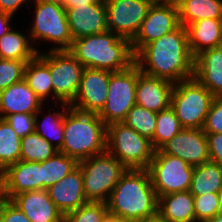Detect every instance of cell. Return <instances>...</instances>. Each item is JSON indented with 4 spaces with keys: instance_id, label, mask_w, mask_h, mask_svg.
<instances>
[{
    "instance_id": "41",
    "label": "cell",
    "mask_w": 222,
    "mask_h": 222,
    "mask_svg": "<svg viewBox=\"0 0 222 222\" xmlns=\"http://www.w3.org/2000/svg\"><path fill=\"white\" fill-rule=\"evenodd\" d=\"M0 222H31L10 200H6L0 213Z\"/></svg>"
},
{
    "instance_id": "46",
    "label": "cell",
    "mask_w": 222,
    "mask_h": 222,
    "mask_svg": "<svg viewBox=\"0 0 222 222\" xmlns=\"http://www.w3.org/2000/svg\"><path fill=\"white\" fill-rule=\"evenodd\" d=\"M152 5L165 4V5H177L178 0H148Z\"/></svg>"
},
{
    "instance_id": "31",
    "label": "cell",
    "mask_w": 222,
    "mask_h": 222,
    "mask_svg": "<svg viewBox=\"0 0 222 222\" xmlns=\"http://www.w3.org/2000/svg\"><path fill=\"white\" fill-rule=\"evenodd\" d=\"M21 138L10 124L0 118V173L20 160Z\"/></svg>"
},
{
    "instance_id": "50",
    "label": "cell",
    "mask_w": 222,
    "mask_h": 222,
    "mask_svg": "<svg viewBox=\"0 0 222 222\" xmlns=\"http://www.w3.org/2000/svg\"><path fill=\"white\" fill-rule=\"evenodd\" d=\"M209 222H222V216L215 215Z\"/></svg>"
},
{
    "instance_id": "45",
    "label": "cell",
    "mask_w": 222,
    "mask_h": 222,
    "mask_svg": "<svg viewBox=\"0 0 222 222\" xmlns=\"http://www.w3.org/2000/svg\"><path fill=\"white\" fill-rule=\"evenodd\" d=\"M102 222H136L133 220H128L125 218H119L116 215L110 214L109 212L105 215V217L102 219Z\"/></svg>"
},
{
    "instance_id": "6",
    "label": "cell",
    "mask_w": 222,
    "mask_h": 222,
    "mask_svg": "<svg viewBox=\"0 0 222 222\" xmlns=\"http://www.w3.org/2000/svg\"><path fill=\"white\" fill-rule=\"evenodd\" d=\"M78 166L82 171L86 200L94 203H106L113 188L128 170L107 151L78 162Z\"/></svg>"
},
{
    "instance_id": "2",
    "label": "cell",
    "mask_w": 222,
    "mask_h": 222,
    "mask_svg": "<svg viewBox=\"0 0 222 222\" xmlns=\"http://www.w3.org/2000/svg\"><path fill=\"white\" fill-rule=\"evenodd\" d=\"M108 212L141 222L158 213V197L147 169H128L106 202Z\"/></svg>"
},
{
    "instance_id": "33",
    "label": "cell",
    "mask_w": 222,
    "mask_h": 222,
    "mask_svg": "<svg viewBox=\"0 0 222 222\" xmlns=\"http://www.w3.org/2000/svg\"><path fill=\"white\" fill-rule=\"evenodd\" d=\"M184 128L182 127L175 111L169 107L166 110L157 113L156 129L151 139L154 150H160L175 135Z\"/></svg>"
},
{
    "instance_id": "49",
    "label": "cell",
    "mask_w": 222,
    "mask_h": 222,
    "mask_svg": "<svg viewBox=\"0 0 222 222\" xmlns=\"http://www.w3.org/2000/svg\"><path fill=\"white\" fill-rule=\"evenodd\" d=\"M219 198H220V202H219V207H218V211L216 215H221L222 216V189L219 192Z\"/></svg>"
},
{
    "instance_id": "1",
    "label": "cell",
    "mask_w": 222,
    "mask_h": 222,
    "mask_svg": "<svg viewBox=\"0 0 222 222\" xmlns=\"http://www.w3.org/2000/svg\"><path fill=\"white\" fill-rule=\"evenodd\" d=\"M194 60L189 48L187 29L181 24L175 30L146 44L135 55V63L141 72L174 84L194 77Z\"/></svg>"
},
{
    "instance_id": "39",
    "label": "cell",
    "mask_w": 222,
    "mask_h": 222,
    "mask_svg": "<svg viewBox=\"0 0 222 222\" xmlns=\"http://www.w3.org/2000/svg\"><path fill=\"white\" fill-rule=\"evenodd\" d=\"M205 133H222V97H215L203 127Z\"/></svg>"
},
{
    "instance_id": "12",
    "label": "cell",
    "mask_w": 222,
    "mask_h": 222,
    "mask_svg": "<svg viewBox=\"0 0 222 222\" xmlns=\"http://www.w3.org/2000/svg\"><path fill=\"white\" fill-rule=\"evenodd\" d=\"M151 5L148 0H105L107 30L132 41Z\"/></svg>"
},
{
    "instance_id": "22",
    "label": "cell",
    "mask_w": 222,
    "mask_h": 222,
    "mask_svg": "<svg viewBox=\"0 0 222 222\" xmlns=\"http://www.w3.org/2000/svg\"><path fill=\"white\" fill-rule=\"evenodd\" d=\"M194 77L215 97H222V46L205 50L195 57Z\"/></svg>"
},
{
    "instance_id": "48",
    "label": "cell",
    "mask_w": 222,
    "mask_h": 222,
    "mask_svg": "<svg viewBox=\"0 0 222 222\" xmlns=\"http://www.w3.org/2000/svg\"><path fill=\"white\" fill-rule=\"evenodd\" d=\"M7 200V198L4 196L1 186H0V213L3 207L4 202Z\"/></svg>"
},
{
    "instance_id": "16",
    "label": "cell",
    "mask_w": 222,
    "mask_h": 222,
    "mask_svg": "<svg viewBox=\"0 0 222 222\" xmlns=\"http://www.w3.org/2000/svg\"><path fill=\"white\" fill-rule=\"evenodd\" d=\"M160 150L181 158L193 167L210 161L206 133L203 129L184 128Z\"/></svg>"
},
{
    "instance_id": "29",
    "label": "cell",
    "mask_w": 222,
    "mask_h": 222,
    "mask_svg": "<svg viewBox=\"0 0 222 222\" xmlns=\"http://www.w3.org/2000/svg\"><path fill=\"white\" fill-rule=\"evenodd\" d=\"M78 166V162L57 152L54 156L42 162V189H48L50 186L66 177Z\"/></svg>"
},
{
    "instance_id": "25",
    "label": "cell",
    "mask_w": 222,
    "mask_h": 222,
    "mask_svg": "<svg viewBox=\"0 0 222 222\" xmlns=\"http://www.w3.org/2000/svg\"><path fill=\"white\" fill-rule=\"evenodd\" d=\"M24 80L34 93L43 101L53 93L51 75L49 70L48 54H38L27 62L24 71Z\"/></svg>"
},
{
    "instance_id": "28",
    "label": "cell",
    "mask_w": 222,
    "mask_h": 222,
    "mask_svg": "<svg viewBox=\"0 0 222 222\" xmlns=\"http://www.w3.org/2000/svg\"><path fill=\"white\" fill-rule=\"evenodd\" d=\"M38 54L29 39L19 31L10 29L0 37V58L8 60L30 61Z\"/></svg>"
},
{
    "instance_id": "9",
    "label": "cell",
    "mask_w": 222,
    "mask_h": 222,
    "mask_svg": "<svg viewBox=\"0 0 222 222\" xmlns=\"http://www.w3.org/2000/svg\"><path fill=\"white\" fill-rule=\"evenodd\" d=\"M136 85V63L125 70L110 72L107 100L98 114L107 126L114 122H123L128 111L136 105Z\"/></svg>"
},
{
    "instance_id": "7",
    "label": "cell",
    "mask_w": 222,
    "mask_h": 222,
    "mask_svg": "<svg viewBox=\"0 0 222 222\" xmlns=\"http://www.w3.org/2000/svg\"><path fill=\"white\" fill-rule=\"evenodd\" d=\"M215 96L195 77L174 84L170 107L183 128L203 129Z\"/></svg>"
},
{
    "instance_id": "37",
    "label": "cell",
    "mask_w": 222,
    "mask_h": 222,
    "mask_svg": "<svg viewBox=\"0 0 222 222\" xmlns=\"http://www.w3.org/2000/svg\"><path fill=\"white\" fill-rule=\"evenodd\" d=\"M193 197L196 222H209L217 214L219 194L211 193Z\"/></svg>"
},
{
    "instance_id": "32",
    "label": "cell",
    "mask_w": 222,
    "mask_h": 222,
    "mask_svg": "<svg viewBox=\"0 0 222 222\" xmlns=\"http://www.w3.org/2000/svg\"><path fill=\"white\" fill-rule=\"evenodd\" d=\"M59 150L35 131L21 138L20 160L43 162L54 156Z\"/></svg>"
},
{
    "instance_id": "23",
    "label": "cell",
    "mask_w": 222,
    "mask_h": 222,
    "mask_svg": "<svg viewBox=\"0 0 222 222\" xmlns=\"http://www.w3.org/2000/svg\"><path fill=\"white\" fill-rule=\"evenodd\" d=\"M186 29L194 58L205 50L222 46V19L205 18L191 23Z\"/></svg>"
},
{
    "instance_id": "13",
    "label": "cell",
    "mask_w": 222,
    "mask_h": 222,
    "mask_svg": "<svg viewBox=\"0 0 222 222\" xmlns=\"http://www.w3.org/2000/svg\"><path fill=\"white\" fill-rule=\"evenodd\" d=\"M180 25L177 5H151L141 27L131 41L136 55L146 44L175 30Z\"/></svg>"
},
{
    "instance_id": "43",
    "label": "cell",
    "mask_w": 222,
    "mask_h": 222,
    "mask_svg": "<svg viewBox=\"0 0 222 222\" xmlns=\"http://www.w3.org/2000/svg\"><path fill=\"white\" fill-rule=\"evenodd\" d=\"M48 3L64 7L65 10L72 7L86 6L98 0H45Z\"/></svg>"
},
{
    "instance_id": "10",
    "label": "cell",
    "mask_w": 222,
    "mask_h": 222,
    "mask_svg": "<svg viewBox=\"0 0 222 222\" xmlns=\"http://www.w3.org/2000/svg\"><path fill=\"white\" fill-rule=\"evenodd\" d=\"M35 1V20L30 29L32 41L36 39L51 41L59 46L51 50H69L73 43L64 7L48 3L45 0Z\"/></svg>"
},
{
    "instance_id": "40",
    "label": "cell",
    "mask_w": 222,
    "mask_h": 222,
    "mask_svg": "<svg viewBox=\"0 0 222 222\" xmlns=\"http://www.w3.org/2000/svg\"><path fill=\"white\" fill-rule=\"evenodd\" d=\"M206 138L210 161L222 166V133H206Z\"/></svg>"
},
{
    "instance_id": "38",
    "label": "cell",
    "mask_w": 222,
    "mask_h": 222,
    "mask_svg": "<svg viewBox=\"0 0 222 222\" xmlns=\"http://www.w3.org/2000/svg\"><path fill=\"white\" fill-rule=\"evenodd\" d=\"M36 113H15L7 115L4 119L10 124L16 135L20 138L35 131Z\"/></svg>"
},
{
    "instance_id": "44",
    "label": "cell",
    "mask_w": 222,
    "mask_h": 222,
    "mask_svg": "<svg viewBox=\"0 0 222 222\" xmlns=\"http://www.w3.org/2000/svg\"><path fill=\"white\" fill-rule=\"evenodd\" d=\"M12 17L11 14L0 12V37L12 29L9 25V21Z\"/></svg>"
},
{
    "instance_id": "3",
    "label": "cell",
    "mask_w": 222,
    "mask_h": 222,
    "mask_svg": "<svg viewBox=\"0 0 222 222\" xmlns=\"http://www.w3.org/2000/svg\"><path fill=\"white\" fill-rule=\"evenodd\" d=\"M69 51L85 68L118 72L135 63L131 41L111 31L75 39Z\"/></svg>"
},
{
    "instance_id": "24",
    "label": "cell",
    "mask_w": 222,
    "mask_h": 222,
    "mask_svg": "<svg viewBox=\"0 0 222 222\" xmlns=\"http://www.w3.org/2000/svg\"><path fill=\"white\" fill-rule=\"evenodd\" d=\"M158 213L168 222H196L194 197L189 190L160 196Z\"/></svg>"
},
{
    "instance_id": "19",
    "label": "cell",
    "mask_w": 222,
    "mask_h": 222,
    "mask_svg": "<svg viewBox=\"0 0 222 222\" xmlns=\"http://www.w3.org/2000/svg\"><path fill=\"white\" fill-rule=\"evenodd\" d=\"M47 190L51 200L63 216L88 203L84 193L82 171L79 166Z\"/></svg>"
},
{
    "instance_id": "8",
    "label": "cell",
    "mask_w": 222,
    "mask_h": 222,
    "mask_svg": "<svg viewBox=\"0 0 222 222\" xmlns=\"http://www.w3.org/2000/svg\"><path fill=\"white\" fill-rule=\"evenodd\" d=\"M194 167L179 157L154 152L147 170L157 197L187 191L190 188Z\"/></svg>"
},
{
    "instance_id": "36",
    "label": "cell",
    "mask_w": 222,
    "mask_h": 222,
    "mask_svg": "<svg viewBox=\"0 0 222 222\" xmlns=\"http://www.w3.org/2000/svg\"><path fill=\"white\" fill-rule=\"evenodd\" d=\"M27 62L0 58V92L24 79Z\"/></svg>"
},
{
    "instance_id": "17",
    "label": "cell",
    "mask_w": 222,
    "mask_h": 222,
    "mask_svg": "<svg viewBox=\"0 0 222 222\" xmlns=\"http://www.w3.org/2000/svg\"><path fill=\"white\" fill-rule=\"evenodd\" d=\"M66 15L73 40L108 31L104 0L86 6L68 8Z\"/></svg>"
},
{
    "instance_id": "26",
    "label": "cell",
    "mask_w": 222,
    "mask_h": 222,
    "mask_svg": "<svg viewBox=\"0 0 222 222\" xmlns=\"http://www.w3.org/2000/svg\"><path fill=\"white\" fill-rule=\"evenodd\" d=\"M179 22L185 28L193 22L222 19V0H178Z\"/></svg>"
},
{
    "instance_id": "27",
    "label": "cell",
    "mask_w": 222,
    "mask_h": 222,
    "mask_svg": "<svg viewBox=\"0 0 222 222\" xmlns=\"http://www.w3.org/2000/svg\"><path fill=\"white\" fill-rule=\"evenodd\" d=\"M222 189V166L208 161L193 169L189 192L193 196L219 194Z\"/></svg>"
},
{
    "instance_id": "5",
    "label": "cell",
    "mask_w": 222,
    "mask_h": 222,
    "mask_svg": "<svg viewBox=\"0 0 222 222\" xmlns=\"http://www.w3.org/2000/svg\"><path fill=\"white\" fill-rule=\"evenodd\" d=\"M106 151L127 169H147L154 156L151 140L124 122L107 126Z\"/></svg>"
},
{
    "instance_id": "30",
    "label": "cell",
    "mask_w": 222,
    "mask_h": 222,
    "mask_svg": "<svg viewBox=\"0 0 222 222\" xmlns=\"http://www.w3.org/2000/svg\"><path fill=\"white\" fill-rule=\"evenodd\" d=\"M63 112H55L48 114L46 118L43 119L42 123H38V113H42L41 109L36 113L35 117V132L46 139L50 144L55 146L57 150L62 148L64 141V117L66 110L70 107L69 104L60 103ZM66 109V110H65ZM42 129V130H41ZM57 140V143H53V140Z\"/></svg>"
},
{
    "instance_id": "47",
    "label": "cell",
    "mask_w": 222,
    "mask_h": 222,
    "mask_svg": "<svg viewBox=\"0 0 222 222\" xmlns=\"http://www.w3.org/2000/svg\"><path fill=\"white\" fill-rule=\"evenodd\" d=\"M141 222H168V221L165 220L159 213H157L156 215L149 217L145 220H142Z\"/></svg>"
},
{
    "instance_id": "4",
    "label": "cell",
    "mask_w": 222,
    "mask_h": 222,
    "mask_svg": "<svg viewBox=\"0 0 222 222\" xmlns=\"http://www.w3.org/2000/svg\"><path fill=\"white\" fill-rule=\"evenodd\" d=\"M107 125L98 114L69 107L64 117V141L59 152L77 162L106 152Z\"/></svg>"
},
{
    "instance_id": "18",
    "label": "cell",
    "mask_w": 222,
    "mask_h": 222,
    "mask_svg": "<svg viewBox=\"0 0 222 222\" xmlns=\"http://www.w3.org/2000/svg\"><path fill=\"white\" fill-rule=\"evenodd\" d=\"M173 87V82L147 75L137 65V105L155 113L166 110L171 104Z\"/></svg>"
},
{
    "instance_id": "15",
    "label": "cell",
    "mask_w": 222,
    "mask_h": 222,
    "mask_svg": "<svg viewBox=\"0 0 222 222\" xmlns=\"http://www.w3.org/2000/svg\"><path fill=\"white\" fill-rule=\"evenodd\" d=\"M0 186L7 200L15 195L42 189V162L19 160L0 173Z\"/></svg>"
},
{
    "instance_id": "35",
    "label": "cell",
    "mask_w": 222,
    "mask_h": 222,
    "mask_svg": "<svg viewBox=\"0 0 222 222\" xmlns=\"http://www.w3.org/2000/svg\"><path fill=\"white\" fill-rule=\"evenodd\" d=\"M107 213L106 203L88 202L77 210L65 214L63 222H102Z\"/></svg>"
},
{
    "instance_id": "42",
    "label": "cell",
    "mask_w": 222,
    "mask_h": 222,
    "mask_svg": "<svg viewBox=\"0 0 222 222\" xmlns=\"http://www.w3.org/2000/svg\"><path fill=\"white\" fill-rule=\"evenodd\" d=\"M25 2H28V0H0V12L8 13L13 16Z\"/></svg>"
},
{
    "instance_id": "34",
    "label": "cell",
    "mask_w": 222,
    "mask_h": 222,
    "mask_svg": "<svg viewBox=\"0 0 222 222\" xmlns=\"http://www.w3.org/2000/svg\"><path fill=\"white\" fill-rule=\"evenodd\" d=\"M156 119L157 113L136 104L128 111L123 122L140 135L151 140L156 129Z\"/></svg>"
},
{
    "instance_id": "21",
    "label": "cell",
    "mask_w": 222,
    "mask_h": 222,
    "mask_svg": "<svg viewBox=\"0 0 222 222\" xmlns=\"http://www.w3.org/2000/svg\"><path fill=\"white\" fill-rule=\"evenodd\" d=\"M43 101L23 79L0 92V118L15 113H37Z\"/></svg>"
},
{
    "instance_id": "14",
    "label": "cell",
    "mask_w": 222,
    "mask_h": 222,
    "mask_svg": "<svg viewBox=\"0 0 222 222\" xmlns=\"http://www.w3.org/2000/svg\"><path fill=\"white\" fill-rule=\"evenodd\" d=\"M109 80L110 71L84 68L76 98L70 107L99 114L107 100Z\"/></svg>"
},
{
    "instance_id": "20",
    "label": "cell",
    "mask_w": 222,
    "mask_h": 222,
    "mask_svg": "<svg viewBox=\"0 0 222 222\" xmlns=\"http://www.w3.org/2000/svg\"><path fill=\"white\" fill-rule=\"evenodd\" d=\"M31 222H63L64 216L51 200L47 189L27 191L11 200Z\"/></svg>"
},
{
    "instance_id": "11",
    "label": "cell",
    "mask_w": 222,
    "mask_h": 222,
    "mask_svg": "<svg viewBox=\"0 0 222 222\" xmlns=\"http://www.w3.org/2000/svg\"><path fill=\"white\" fill-rule=\"evenodd\" d=\"M84 66L69 50H50L49 70L57 102L71 105L76 98Z\"/></svg>"
}]
</instances>
